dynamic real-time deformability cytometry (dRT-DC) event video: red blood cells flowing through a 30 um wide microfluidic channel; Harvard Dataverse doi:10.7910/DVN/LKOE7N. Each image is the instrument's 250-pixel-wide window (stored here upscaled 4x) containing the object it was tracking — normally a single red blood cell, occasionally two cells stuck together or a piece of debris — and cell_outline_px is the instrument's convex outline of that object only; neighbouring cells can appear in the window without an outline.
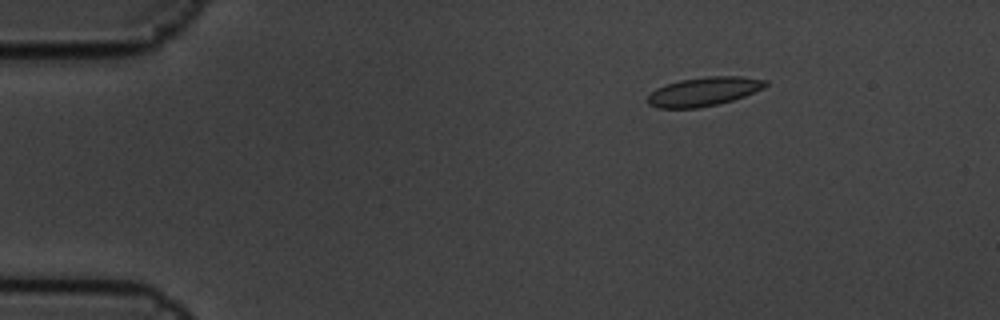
{"species": "common noctule bat (a hibernating species)", "species_latin": "Nyctalus noctula", "temperature_condition": "cold", "stored_images_in_passage": 7, "camera_frame_rate_fps": 3000, "um_per_image_px": 0.085, "animal": {"sex": "male", "body_mass_g": 19.5, "forearm_length_mm": 54.6}, "frame": {"image": 1, "passage_image": 3, "time_ms": 0.667, "image_size_px": [1000, 320], "cell_outline_px": [[768, 84], [764, 88], [744, 96], [732, 100], [700, 108], [656, 108], [648, 104], [648, 96], [656, 88], [680, 80], [704, 76], [740, 76], [768, 80]], "centroid_in_image_um": [59.84, 7.78], "position_along_channel_um": 25.2, "area_um2": 19.83}}
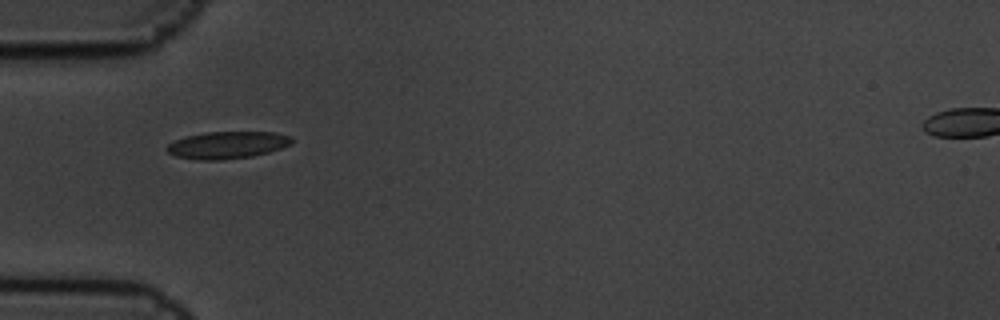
{"frame": {"image": 2, "passage_image": 6, "time_ms": 1.667, "image_size_px": [1000, 320], "cell_outline_px": [[292, 144], [268, 152], [252, 156], [220, 160], [196, 160], [176, 156], [168, 152], [164, 148], [168, 144], [176, 140], [188, 136], [204, 132], [276, 132], [292, 136]], "centroid_in_image_um": [19.32, 12.32], "position_along_channel_um": 65.7, "area_um2": 19.77}}
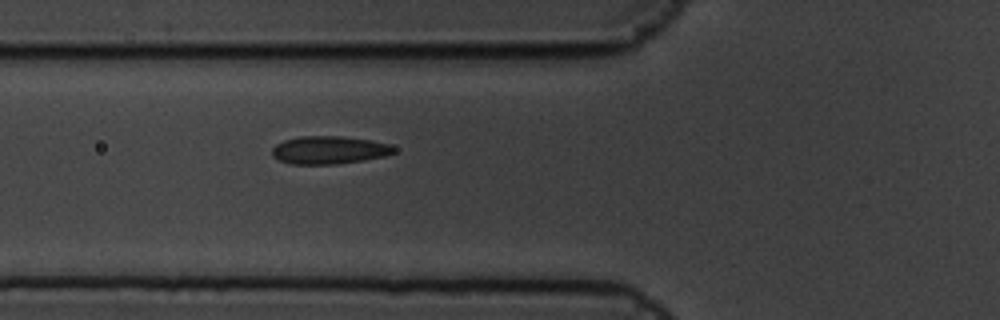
{"frame": {"image": 3, "passage_image": 7, "time_ms": 2.0, "image_size_px": [1000, 320], "cell_outline_px": [[396, 152], [388, 156], [364, 160], [336, 164], [288, 164], [272, 156], [272, 148], [276, 144], [284, 140], [300, 136], [340, 136], [372, 140], [388, 144], [396, 148]], "centroid_in_image_um": [27.99, 12.75], "position_along_channel_um": 97.8, "area_um2": 20.0}}